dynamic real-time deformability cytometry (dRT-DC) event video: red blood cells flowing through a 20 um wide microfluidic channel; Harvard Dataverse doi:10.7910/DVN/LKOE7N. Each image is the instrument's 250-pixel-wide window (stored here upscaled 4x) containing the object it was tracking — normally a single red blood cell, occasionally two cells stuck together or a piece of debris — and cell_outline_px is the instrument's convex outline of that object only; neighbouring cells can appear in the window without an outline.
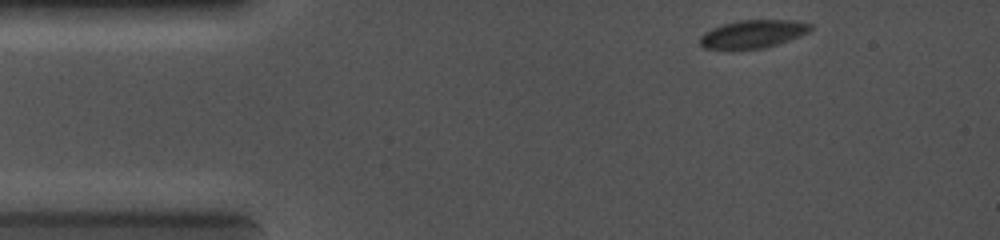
{"species": "common noctule bat (a hibernating species)", "species_latin": "Nyctalus noctula", "temperature_condition": "cold", "stored_images_in_passage": 47, "camera_frame_rate_fps": 5000, "um_per_image_px": 0.085, "animal": {"sex": "female", "body_mass_g": 19.0, "forearm_length_mm": 56.7}, "frame": {"image": 1, "passage_image": 1, "time_ms": 0.0, "image_size_px": [1000, 240], "cell_outline_px": [[812, 28], [808, 32], [800, 36], [764, 48], [728, 52], [704, 48], [700, 44], [700, 36], [704, 32], [712, 28], [724, 24], [740, 20], [796, 20], [812, 24]], "centroid_in_image_um": [63.94, 2.93], "position_along_channel_um": 21.1, "area_um2": 18.61}}
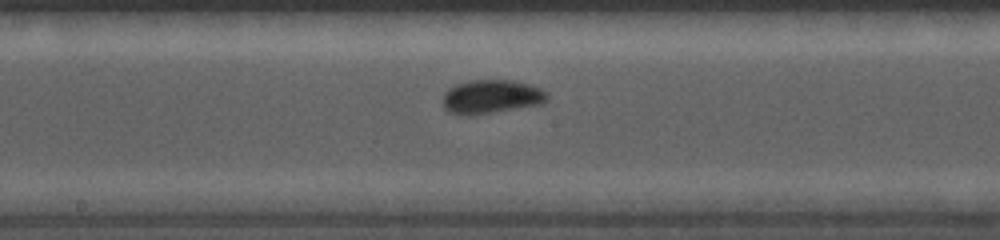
{"frame": {"image": 2, "passage_image": 23, "time_ms": 5.4, "image_size_px": [1000, 240], "cell_outline_px": [[548, 100], [544, 104], [468, 116], [448, 112], [444, 108], [444, 92], [448, 88], [456, 84], [472, 80], [512, 80], [528, 84], [540, 88], [548, 92]], "centroid_in_image_um": [41.79, 8.22], "position_along_channel_um": 206.4, "area_um2": 20.69}}
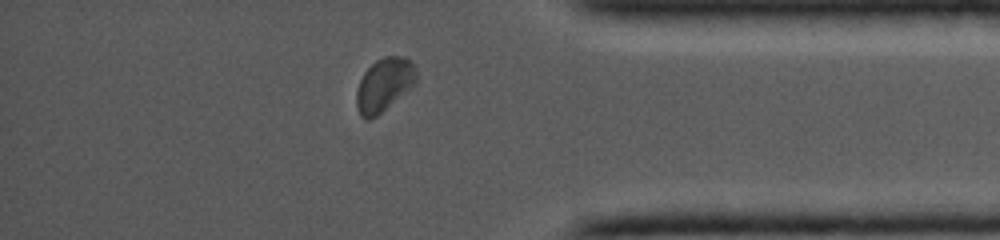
{"frame": {"image": 3, "passage_image": 41, "time_ms": 9.8, "image_size_px": [1000, 240], "cell_outline_px": [[416, 84], [376, 116], [368, 120], [364, 120], [360, 116], [356, 104], [356, 92], [360, 80], [364, 72], [376, 60], [384, 56], [404, 56], [412, 60], [416, 68]], "centroid_in_image_um": [32.66, 7.19], "position_along_channel_um": 402.5, "area_um2": 18.73}}